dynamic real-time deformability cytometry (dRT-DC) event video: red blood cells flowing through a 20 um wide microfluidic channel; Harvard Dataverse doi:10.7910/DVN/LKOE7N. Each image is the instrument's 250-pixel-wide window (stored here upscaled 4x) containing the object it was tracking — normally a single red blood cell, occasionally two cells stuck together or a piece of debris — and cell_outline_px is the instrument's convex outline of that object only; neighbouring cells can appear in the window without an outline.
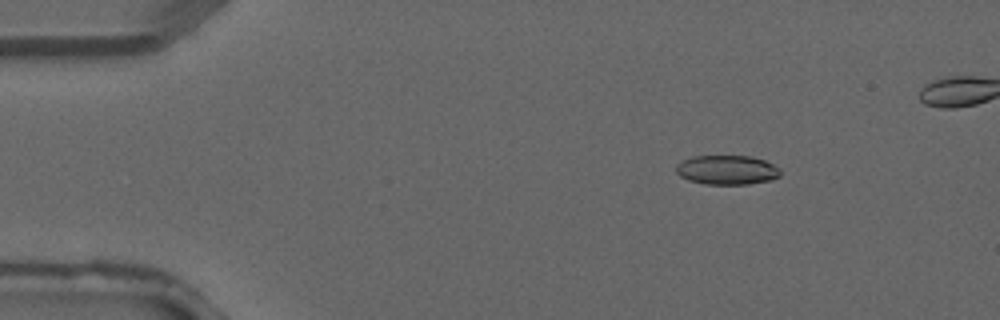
{"species": "common noctule bat (a hibernating species)", "species_latin": "Nyctalus noctula", "temperature_condition": "warm", "stored_images_in_passage": 4, "camera_frame_rate_fps": 3000, "um_per_image_px": 0.085, "animal": {"sex": "male", "forearm_length_mm": 52.5}, "frame": {"image": 1, "passage_image": 2, "time_ms": 0.333, "image_size_px": [1000, 320], "cell_outline_px": [[780, 176], [772, 180], [748, 184], [704, 184], [688, 180], [680, 176], [676, 172], [676, 164], [692, 156], [752, 156], [764, 160], [780, 168]], "centroid_in_image_um": [61.8, 14.44], "position_along_channel_um": 23.2, "area_um2": 17.92}}